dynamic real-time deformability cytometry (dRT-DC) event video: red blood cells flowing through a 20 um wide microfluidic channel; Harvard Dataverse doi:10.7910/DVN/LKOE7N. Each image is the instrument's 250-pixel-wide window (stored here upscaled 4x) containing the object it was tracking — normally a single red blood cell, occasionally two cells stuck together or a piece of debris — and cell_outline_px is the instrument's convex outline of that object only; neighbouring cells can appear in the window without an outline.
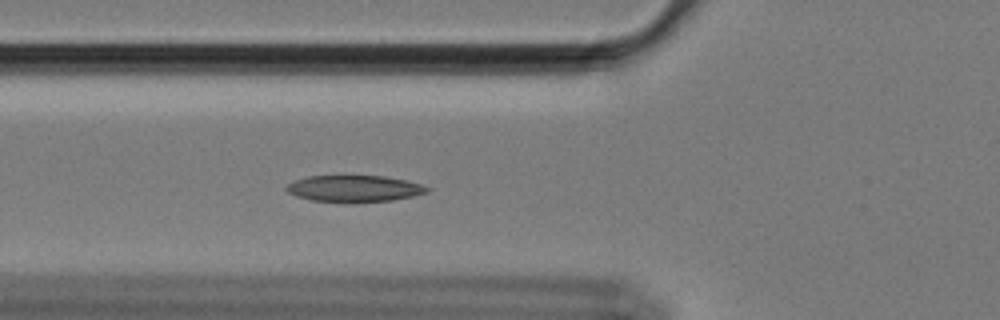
{"species": "Egyptian fruit bat (a non-hibernating species)", "species_latin": "Rousettus aegyptiacus", "temperature_condition": "cold", "stored_images_in_passage": 60, "camera_frame_rate_fps": 3000, "um_per_image_px": 0.085, "animal": {"sex": "female"}, "frame": {"image": 1, "passage_image": 22, "time_ms": 7.0, "image_size_px": [1000, 320], "cell_outline_px": [[432, 188], [428, 192], [412, 196], [392, 200], [348, 204], [344, 204], [312, 200], [296, 196], [288, 192], [284, 188], [288, 184], [296, 180], [308, 176], [384, 176], [408, 180]], "centroid_in_image_um": [30.12, 16.05], "position_along_channel_um": 95.7, "area_um2": 22.2}}
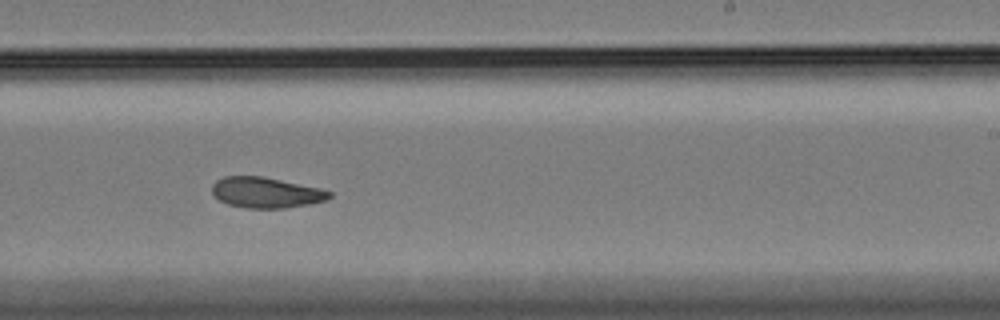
{"frame": {"image": 2, "passage_image": 37, "time_ms": 12.0, "image_size_px": [1000, 320], "cell_outline_px": [[332, 196], [328, 200], [308, 204], [284, 208], [244, 208], [228, 204], [220, 200], [212, 192], [212, 184], [216, 180], [224, 176], [264, 176], [320, 188], [332, 192]], "centroid_in_image_um": [22.62, 16.36], "position_along_channel_um": 266.4, "area_um2": 21.04}}
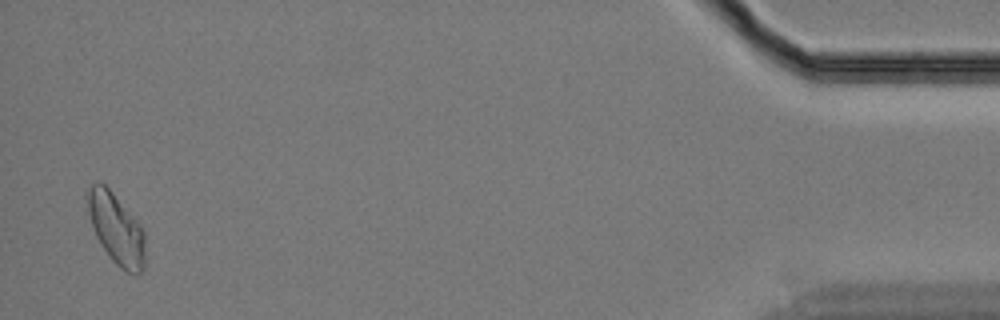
{"frame": {"image": 3, "passage_image": 58, "time_ms": 19.0, "image_size_px": [1000, 320], "cell_outline_px": [[144, 268], [140, 272], [128, 272], [120, 268], [112, 260], [96, 236], [92, 228], [84, 196], [88, 188], [92, 184], [104, 184], [112, 192], [144, 232]], "centroid_in_image_um": [9.82, 19.43], "position_along_channel_um": 425.4, "area_um2": 23.12}, "authors_computed_cell_mechanics": {"area_um2": 22.0507, "velocity_mm_per_s": 3.4073, "shape_relaxation_time_tau1_ms": 8.6103, "shape_relaxation_time_tau2_ms": 6.1668, "deformation_change_tau1": 0.1547, "deformation_change_tau2": 0.0818}}